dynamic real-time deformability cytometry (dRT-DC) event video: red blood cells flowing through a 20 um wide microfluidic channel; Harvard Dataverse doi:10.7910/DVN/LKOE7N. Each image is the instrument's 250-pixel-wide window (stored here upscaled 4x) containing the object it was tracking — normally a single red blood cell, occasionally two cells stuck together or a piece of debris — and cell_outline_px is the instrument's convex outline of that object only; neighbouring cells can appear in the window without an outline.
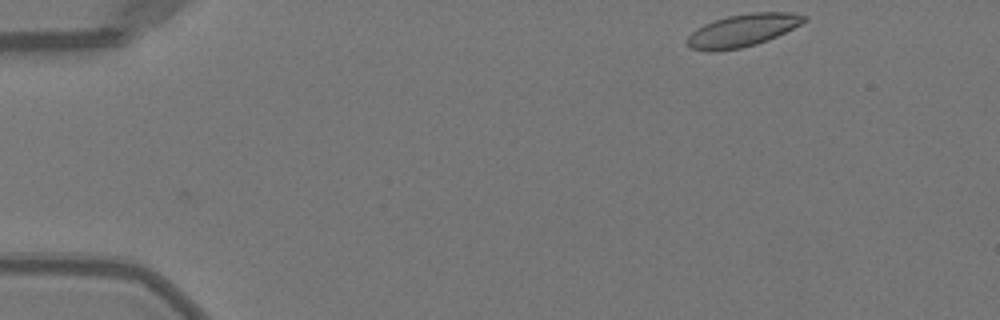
{"species": "Egyptian fruit bat (a non-hibernating species)", "species_latin": "Rousettus aegyptiacus", "temperature_condition": "warm", "stored_images_in_passage": 46, "camera_frame_rate_fps": 3000, "um_per_image_px": 0.085, "animal": {"sex": "female"}, "frame": {"image": 1, "passage_image": 1, "time_ms": 0.0, "image_size_px": [1000, 320], "cell_outline_px": [[808, 20], [768, 40], [756, 44], [740, 48], [712, 52], [708, 52], [688, 48], [684, 40], [696, 28], [704, 24], [728, 16], [752, 12], [792, 12], [808, 16]], "centroid_in_image_um": [63.08, 2.59], "position_along_channel_um": 21.9, "area_um2": 22.31}}
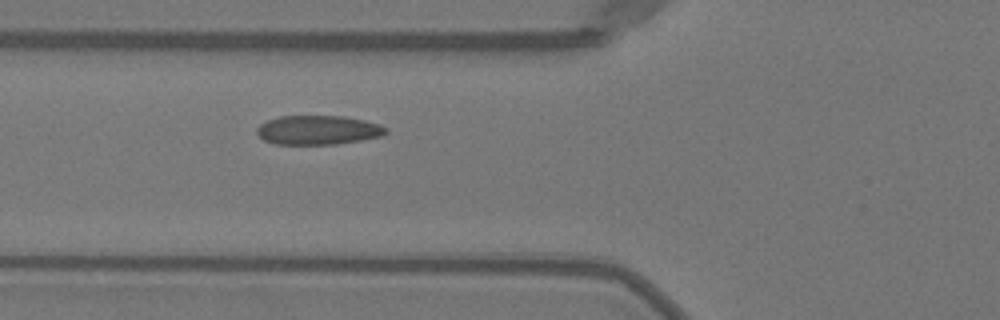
{"frame": {"image": 2, "passage_image": 14, "time_ms": 4.333, "image_size_px": [1000, 320], "cell_outline_px": [[388, 132], [380, 136], [360, 140], [336, 144], [276, 144], [264, 140], [256, 132], [256, 128], [260, 124], [268, 120], [280, 116], [344, 116], [364, 120], [388, 128]], "centroid_in_image_um": [27.01, 11.05], "position_along_channel_um": 98.8, "area_um2": 21.79}}
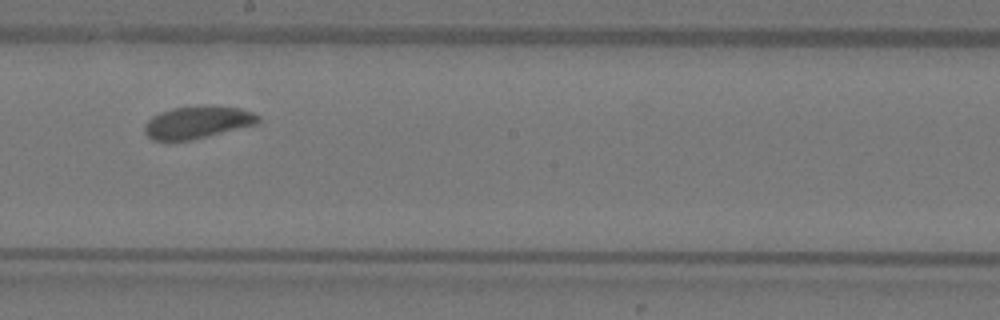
{"frame": {"image": 3, "passage_image": 24, "time_ms": 7.667, "image_size_px": [1000, 320], "cell_outline_px": [[260, 120], [256, 124], [192, 140], [168, 144], [152, 140], [144, 132], [144, 124], [152, 116], [160, 112], [172, 108], [200, 104], [204, 104], [240, 108], [252, 112], [260, 116]], "centroid_in_image_um": [16.72, 10.41], "position_along_channel_um": 231.5, "area_um2": 22.25}, "authors_computed_cell_mechanics": {"area_um2": 21.7906, "velocity_mm_per_s": 3.969, "shape_relaxation_time_tau1_ms": 1.463, "shape_relaxation_time_tau2_ms": null, "deformation_change_tau1": 0.0655, "deformation_change_tau2": null}}